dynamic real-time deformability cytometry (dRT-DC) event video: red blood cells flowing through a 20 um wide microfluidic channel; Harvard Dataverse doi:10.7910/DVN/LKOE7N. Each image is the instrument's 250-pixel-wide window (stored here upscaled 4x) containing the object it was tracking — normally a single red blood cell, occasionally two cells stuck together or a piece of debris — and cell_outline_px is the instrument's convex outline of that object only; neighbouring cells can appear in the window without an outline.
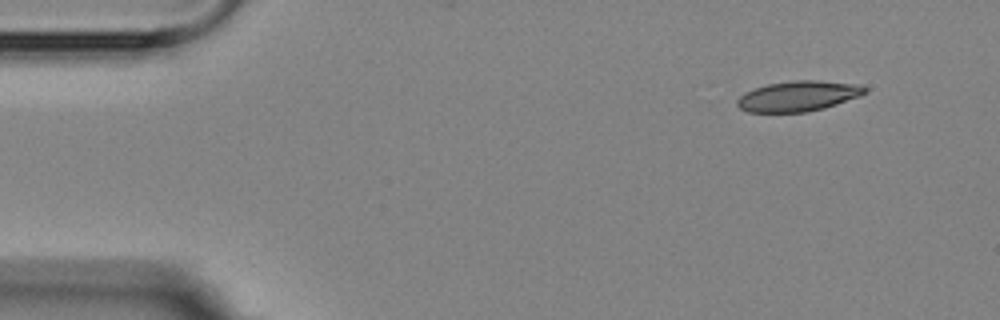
{"species": "Egyptian fruit bat (a non-hibernating species)", "species_latin": "Rousettus aegyptiacus", "temperature_condition": "room temperature", "stored_images_in_passage": 5, "segment_of_instrument_passage": [1, 2], "camera_frame_rate_fps": 3000, "um_per_image_px": 0.085, "animal": {"sex": "female"}, "frame": {"image": 1, "passage_image": 1, "time_ms": 0.0, "image_size_px": [1000, 320], "cell_outline_px": [[868, 92], [860, 96], [824, 108], [804, 112], [748, 112], [740, 108], [736, 104], [736, 100], [744, 92], [768, 84], [792, 80], [816, 80], [856, 84], [868, 88]], "centroid_in_image_um": [67.84, 8.16], "position_along_channel_um": 17.2, "area_um2": 22.54}}